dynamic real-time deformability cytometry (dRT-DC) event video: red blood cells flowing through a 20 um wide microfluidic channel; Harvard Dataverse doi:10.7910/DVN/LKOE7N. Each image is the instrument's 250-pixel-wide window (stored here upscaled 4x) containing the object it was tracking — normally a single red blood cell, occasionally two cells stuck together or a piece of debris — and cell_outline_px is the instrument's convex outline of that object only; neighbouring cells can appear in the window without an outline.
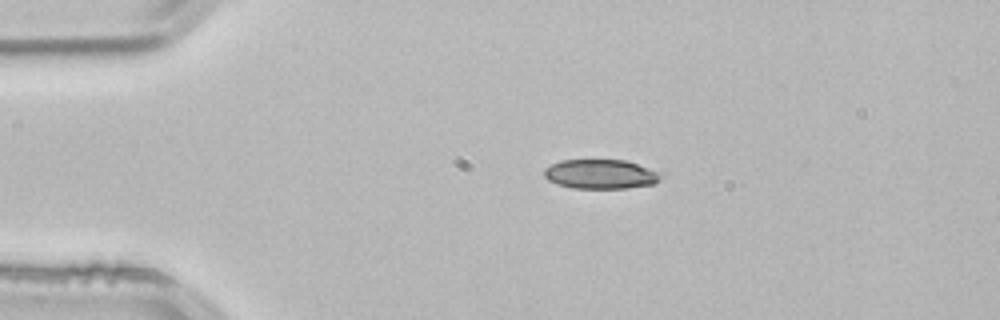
{"species": "common noctule bat (a hibernating species)", "species_latin": "Nyctalus noctula", "temperature_condition": "room temperature", "stored_images_in_passage": 43, "camera_frame_rate_fps": 3000, "um_per_image_px": 0.085, "animal": {"sex": "male", "body_mass_g": 21.5, "forearm_length_mm": 52.0}, "frame": {"image": 1, "passage_image": 1, "time_ms": 0.0, "image_size_px": [1000, 320], "cell_outline_px": [[664, 176], [656, 184], [628, 188], [572, 188], [556, 184], [548, 180], [544, 176], [544, 168], [560, 160], [624, 160], [664, 172]], "centroid_in_image_um": [51.11, 14.81], "position_along_channel_um": 33.9, "area_um2": 20.35}}
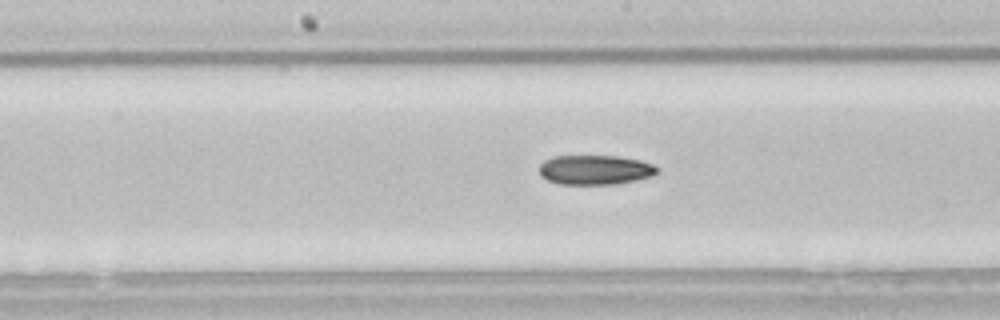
{"frame": {"image": 2, "passage_image": 17, "time_ms": 5.333, "image_size_px": [1000, 320], "cell_outline_px": [[656, 172], [652, 176], [616, 184], [560, 184], [548, 180], [540, 176], [540, 164], [544, 160], [552, 156], [616, 156], [640, 160], [652, 164], [656, 168]], "centroid_in_image_um": [50.53, 14.43], "position_along_channel_um": 197.7, "area_um2": 20.17}}
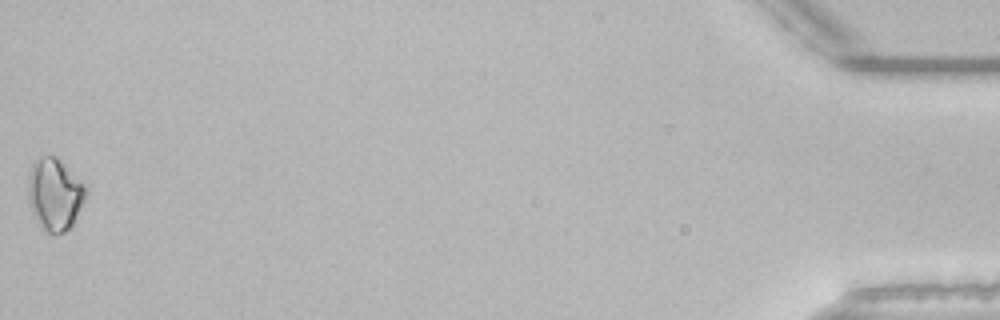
{"frame": {"image": 3, "passage_image": 43, "time_ms": 14.0, "image_size_px": [1000, 320], "cell_outline_px": [[88, 192], [72, 224], [64, 232], [56, 236], [48, 232], [44, 228], [32, 212], [28, 196], [28, 176], [32, 164], [36, 160], [44, 156], [56, 156], [88, 184]], "centroid_in_image_um": [4.69, 16.47], "position_along_channel_um": 430.5, "area_um2": 24.33}, "authors_computed_cell_mechanics": {"area_um2": 20.3456, "velocity_mm_per_s": 3.8417, "shape_relaxation_time_tau1_ms": 5.3433, "shape_relaxation_time_tau2_ms": null, "deformation_change_tau1": 0.0895, "deformation_change_tau2": null}}